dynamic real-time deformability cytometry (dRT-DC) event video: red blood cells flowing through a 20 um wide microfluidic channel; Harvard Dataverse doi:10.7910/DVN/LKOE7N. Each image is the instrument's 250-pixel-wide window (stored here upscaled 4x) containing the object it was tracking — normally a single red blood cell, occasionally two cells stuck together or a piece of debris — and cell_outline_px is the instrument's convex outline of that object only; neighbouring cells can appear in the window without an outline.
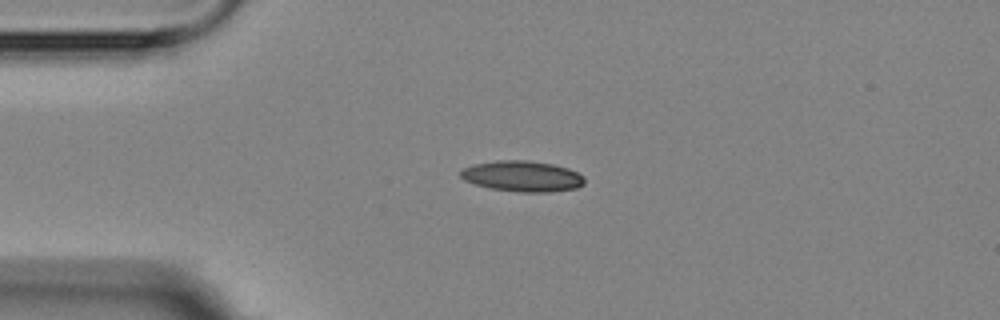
{"species": "Egyptian fruit bat (a non-hibernating species)", "species_latin": "Rousettus aegyptiacus", "temperature_condition": "room temperature", "stored_images_in_passage": 2, "camera_frame_rate_fps": 3000, "um_per_image_px": 0.085, "animal": {"sex": "female"}, "frame": {"image": 1, "passage_image": 2, "time_ms": 1.333, "image_size_px": [1000, 320], "cell_outline_px": [[584, 184], [576, 188], [548, 192], [520, 192], [492, 188], [476, 184], [464, 180], [460, 176], [460, 172], [464, 168], [476, 164], [500, 160], [528, 160], [552, 164], [568, 168], [584, 176]], "centroid_in_image_um": [44.42, 14.98], "position_along_channel_um": 40.6, "area_um2": 21.96}}